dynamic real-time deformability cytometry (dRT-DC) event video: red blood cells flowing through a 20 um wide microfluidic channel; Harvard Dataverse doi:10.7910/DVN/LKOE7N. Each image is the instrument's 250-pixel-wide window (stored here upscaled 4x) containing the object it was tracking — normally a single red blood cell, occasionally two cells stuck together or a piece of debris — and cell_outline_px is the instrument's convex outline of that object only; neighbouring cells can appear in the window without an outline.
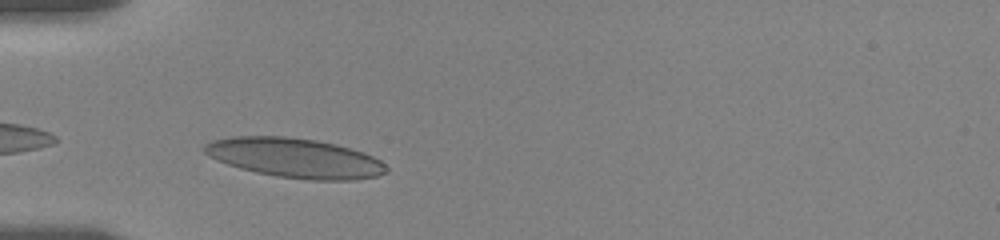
{"species": "human", "species_latin": "Homo sapiens", "temperature_condition": "room temperature", "stored_images_in_passage": 41, "camera_frame_rate_fps": 3000, "um_per_image_px": 0.085, "donor": {"sex": "female"}, "frame": {"image": 1, "passage_image": 2, "time_ms": 0.333, "image_size_px": [1000, 240], "cell_outline_px": [[388, 172], [376, 176], [356, 180], [308, 180], [276, 176], [256, 172], [240, 168], [216, 160], [208, 156], [204, 152], [204, 144], [212, 140], [232, 136], [284, 136], [316, 140], [336, 144], [352, 148], [364, 152], [380, 160], [388, 168]], "centroid_in_image_um": [25.07, 13.42], "position_along_channel_um": 59.9, "area_um2": 42.14}}
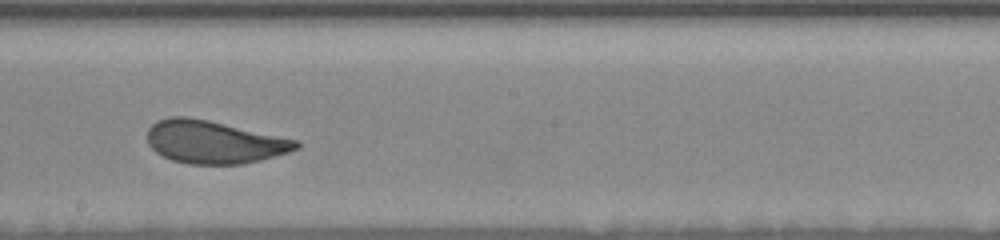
{"frame": {"image": 2, "passage_image": 22, "time_ms": 5.333, "image_size_px": [1000, 240], "cell_outline_px": [[300, 148], [288, 152], [260, 160], [244, 164], [188, 164], [172, 160], [156, 152], [148, 144], [148, 128], [156, 120], [168, 116], [188, 116], [208, 120], [296, 140], [300, 144]], "centroid_in_image_um": [18.14, 12.07], "position_along_channel_um": 230.1, "area_um2": 36.99}}
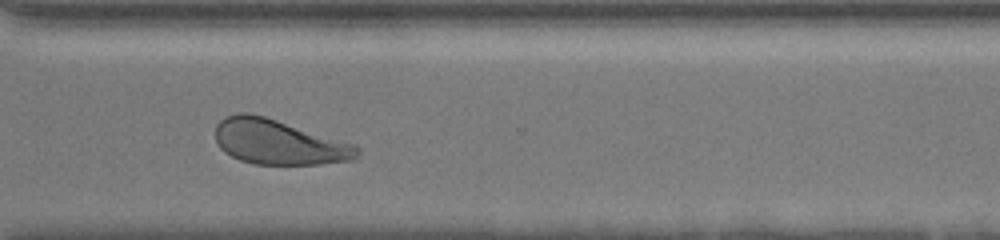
{"frame": {"image": 3, "passage_image": 35, "time_ms": 8.667, "image_size_px": [1000, 240], "cell_outline_px": [[360, 152], [352, 160], [320, 164], [252, 164], [240, 160], [224, 152], [220, 148], [216, 140], [216, 124], [224, 116], [240, 112], [248, 112], [264, 116], [356, 144], [360, 148]], "centroid_in_image_um": [23.68, 12.07], "position_along_channel_um": 346.9, "area_um2": 37.22}, "authors_computed_cell_mechanics": {"area_um2": 37.3966, "velocity_mm_per_s": 3.5159, "shape_relaxation_time_tau1_ms": 3.4071, "shape_relaxation_time_tau2_ms": 0.8635, "deformation_change_tau1": 0.1362, "deformation_change_tau2": 0.0854}}